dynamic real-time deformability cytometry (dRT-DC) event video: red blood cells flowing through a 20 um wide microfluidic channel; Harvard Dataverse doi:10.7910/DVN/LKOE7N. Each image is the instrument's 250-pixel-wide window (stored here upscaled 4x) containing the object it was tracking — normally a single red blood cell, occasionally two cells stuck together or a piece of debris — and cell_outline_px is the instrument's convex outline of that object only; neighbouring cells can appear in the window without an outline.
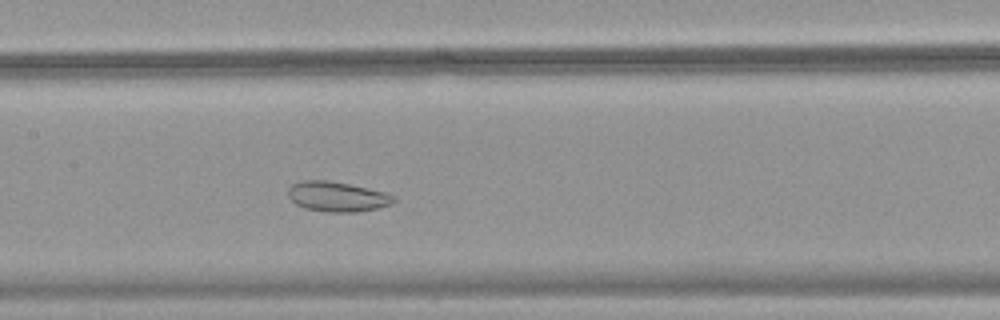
{"species": "common noctule bat (a hibernating species)", "species_latin": "Nyctalus noctula", "temperature_condition": "warm", "stored_images_in_passage": 44, "camera_frame_rate_fps": 3000, "um_per_image_px": 0.085, "animal": {"sex": "female", "body_mass_g": 18.4}, "frame": {"image": 1, "passage_image": 19, "time_ms": 6.0, "image_size_px": [1000, 320], "cell_outline_px": [[396, 200], [392, 204], [380, 208], [356, 212], [328, 212], [304, 208], [296, 204], [288, 196], [288, 188], [292, 184], [304, 180], [328, 180], [388, 192], [396, 196]], "centroid_in_image_um": [28.71, 16.71], "position_along_channel_um": 178.7, "area_um2": 18.67}}
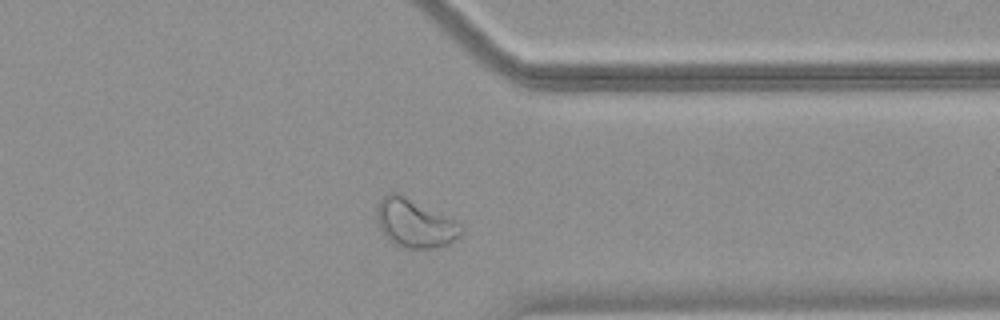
{"frame": {"image": 2, "passage_image": 34, "time_ms": 11.0, "image_size_px": [1000, 320], "cell_outline_px": [[464, 232], [448, 244], [432, 248], [404, 248], [388, 240], [384, 236], [376, 220], [376, 208], [380, 200], [388, 192], [396, 192], [456, 220], [464, 224]], "centroid_in_image_um": [35.26, 18.98], "position_along_channel_um": 376.1, "area_um2": 23.93}}
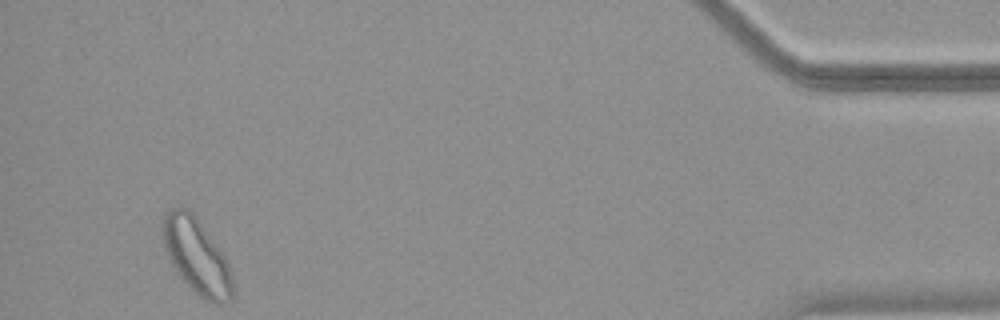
{"frame": {"image": 3, "passage_image": 42, "time_ms": 13.667, "image_size_px": [1000, 320], "cell_outline_px": [[232, 296], [228, 300], [220, 304], [216, 304], [204, 300], [176, 272], [168, 256], [164, 244], [160, 228], [164, 216], [172, 208], [180, 204], [188, 208], [196, 216], [224, 256], [228, 264], [232, 280]], "centroid_in_image_um": [16.67, 21.72], "position_along_channel_um": 418.5, "area_um2": 30.35}}